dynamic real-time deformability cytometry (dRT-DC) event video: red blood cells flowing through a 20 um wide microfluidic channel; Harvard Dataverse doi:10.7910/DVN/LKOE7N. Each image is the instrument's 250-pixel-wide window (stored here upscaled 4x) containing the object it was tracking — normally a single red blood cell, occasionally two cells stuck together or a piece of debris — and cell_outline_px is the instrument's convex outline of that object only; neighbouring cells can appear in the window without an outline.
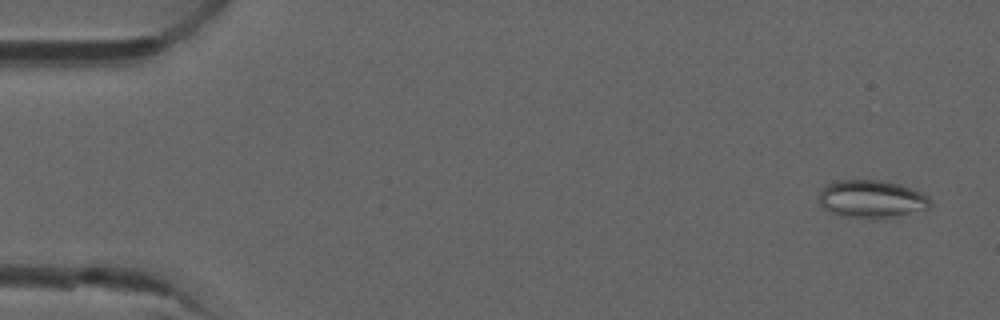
{"species": "common noctule bat (a hibernating species)", "species_latin": "Nyctalus noctula", "temperature_condition": "room temperature", "stored_images_in_passage": 6, "camera_frame_rate_fps": 3000, "um_per_image_px": 0.085, "animal": {"sex": "male", "forearm_length_mm": 52.5}, "frame": {"image": 1, "passage_image": 1, "time_ms": 0.0, "image_size_px": [1000, 320], "cell_outline_px": [[932, 204], [928, 208], [892, 216], [840, 216], [828, 212], [820, 204], [820, 192], [824, 184], [836, 180], [884, 180], [900, 184], [912, 188], [928, 196]], "centroid_in_image_um": [74.04, 16.86], "position_along_channel_um": 11.0, "area_um2": 24.04}}